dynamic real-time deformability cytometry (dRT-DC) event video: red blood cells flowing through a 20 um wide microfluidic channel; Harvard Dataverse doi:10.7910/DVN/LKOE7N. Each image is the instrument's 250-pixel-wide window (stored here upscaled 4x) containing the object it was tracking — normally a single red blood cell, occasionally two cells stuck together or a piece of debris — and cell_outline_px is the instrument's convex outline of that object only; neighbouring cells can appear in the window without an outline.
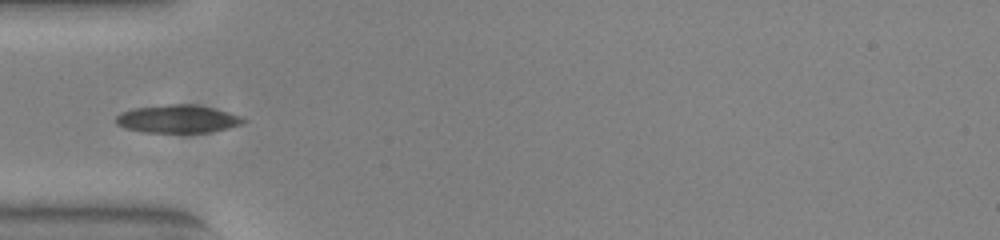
{"species": "common noctule bat (a hibernating species)", "species_latin": "Nyctalus noctula", "temperature_condition": "warm", "stored_images_in_passage": 37, "camera_frame_rate_fps": 3000, "um_per_image_px": 0.085, "animal": {"sex": "female", "body_mass_g": 23.0, "forearm_length_mm": 53.4}, "frame": {"image": 1, "passage_image": 1, "time_ms": 0.0, "image_size_px": [1000, 240], "cell_outline_px": [[248, 120], [244, 124], [228, 128], [208, 132], [144, 132], [124, 128], [116, 124], [116, 116], [120, 112], [132, 108], [168, 104], [192, 104], [212, 108], [228, 112], [240, 116]], "centroid_in_image_um": [15.09, 10.1], "position_along_channel_um": 69.9, "area_um2": 20.81}}
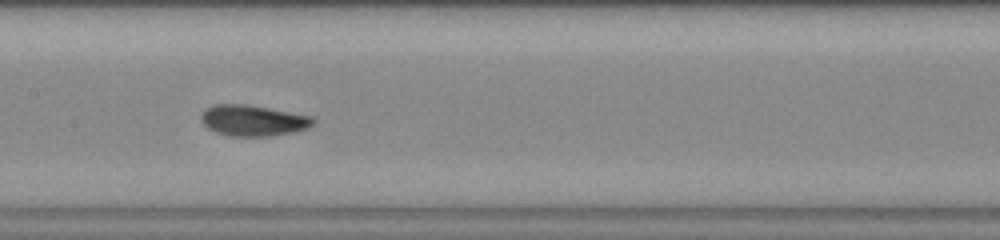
{"frame": {"image": 2, "passage_image": 10, "time_ms": 3.0, "image_size_px": [1000, 240], "cell_outline_px": [[316, 124], [308, 128], [292, 132], [268, 136], [228, 136], [216, 132], [208, 128], [200, 120], [200, 116], [208, 108], [216, 104], [244, 104], [268, 108], [312, 116], [316, 120]], "centroid_in_image_um": [21.54, 10.25], "position_along_channel_um": 185.9, "area_um2": 20.11}}
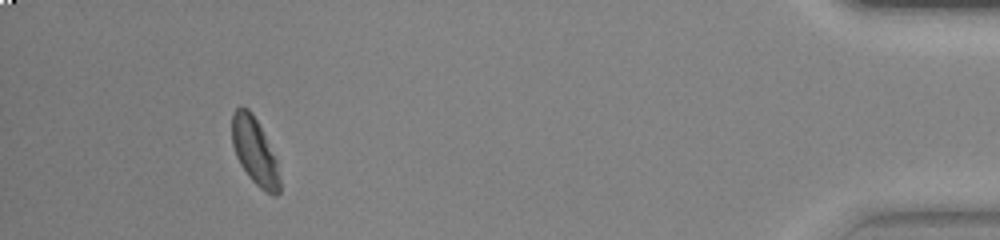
{"frame": {"image": 3, "passage_image": 33, "time_ms": 10.667, "image_size_px": [1000, 240], "cell_outline_px": [[280, 192], [276, 196], [272, 196], [264, 192], [248, 176], [240, 164], [236, 156], [232, 144], [232, 112], [240, 104], [248, 108], [252, 112], [276, 160], [280, 180]], "centroid_in_image_um": [21.62, 12.87], "position_along_channel_um": 413.6, "area_um2": 18.5}, "authors_computed_cell_mechanics": {"area_um2": 19.363, "velocity_mm_per_s": 3.8453, "shape_relaxation_time_tau1_ms": 2.9503, "shape_relaxation_time_tau2_ms": 1.2081, "deformation_change_tau1": 0.1216, "deformation_change_tau2": 0.0498}}